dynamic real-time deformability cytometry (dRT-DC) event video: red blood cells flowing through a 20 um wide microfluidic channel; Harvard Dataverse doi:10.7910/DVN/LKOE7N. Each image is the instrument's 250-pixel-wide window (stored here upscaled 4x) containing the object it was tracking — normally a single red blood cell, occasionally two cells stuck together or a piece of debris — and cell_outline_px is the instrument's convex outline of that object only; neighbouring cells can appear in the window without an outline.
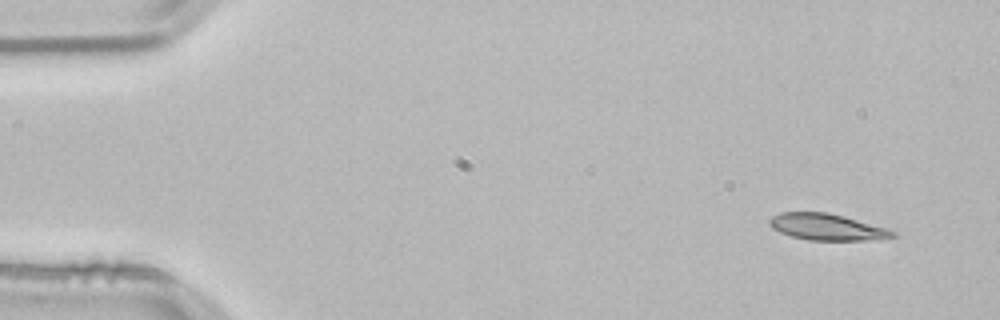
{"species": "common noctule bat (a hibernating species)", "species_latin": "Nyctalus noctula", "temperature_condition": "room temperature", "stored_images_in_passage": 52, "camera_frame_rate_fps": 3000, "um_per_image_px": 0.085, "animal": {"sex": "male", "body_mass_g": 21.5, "forearm_length_mm": 52.0}, "frame": {"image": 1, "passage_image": 3, "time_ms": 0.667, "image_size_px": [1000, 320], "cell_outline_px": [[896, 236], [868, 240], [808, 240], [792, 236], [780, 232], [772, 228], [768, 224], [768, 220], [772, 216], [780, 212], [828, 212], [844, 216], [888, 228], [896, 232]], "centroid_in_image_um": [70.27, 19.28], "position_along_channel_um": 14.7, "area_um2": 19.02}}
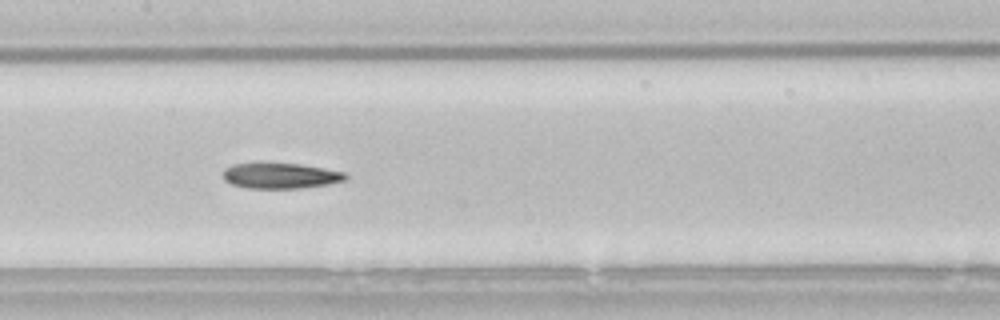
{"frame": {"image": 2, "passage_image": 25, "time_ms": 8.0, "image_size_px": [1000, 320], "cell_outline_px": [[348, 180], [328, 184], [300, 188], [248, 188], [232, 184], [224, 180], [224, 168], [232, 164], [260, 160], [300, 164], [324, 168], [344, 172], [348, 176]], "centroid_in_image_um": [23.81, 14.89], "position_along_channel_um": 183.6, "area_um2": 19.02}}
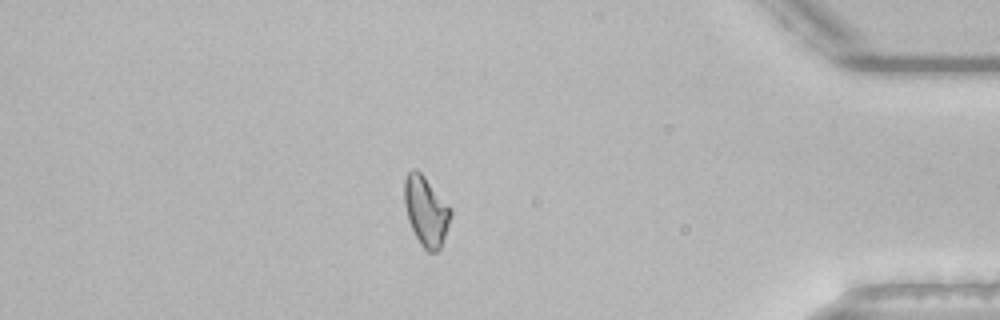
{"frame": {"image": 3, "passage_image": 45, "time_ms": 14.667, "image_size_px": [1000, 320], "cell_outline_px": [[452, 212], [440, 248], [436, 252], [428, 252], [420, 244], [408, 220], [404, 204], [404, 180], [408, 172], [412, 168], [416, 168], [424, 176], [452, 208]], "centroid_in_image_um": [36.19, 17.91], "position_along_channel_um": 399.0, "area_um2": 18.67}, "authors_computed_cell_mechanics": {"area_um2": 19.0162, "velocity_mm_per_s": 3.8061, "shape_relaxation_time_tau1_ms": 10.0993, "shape_relaxation_time_tau2_ms": null, "deformation_change_tau1": 0.2057, "deformation_change_tau2": null}}